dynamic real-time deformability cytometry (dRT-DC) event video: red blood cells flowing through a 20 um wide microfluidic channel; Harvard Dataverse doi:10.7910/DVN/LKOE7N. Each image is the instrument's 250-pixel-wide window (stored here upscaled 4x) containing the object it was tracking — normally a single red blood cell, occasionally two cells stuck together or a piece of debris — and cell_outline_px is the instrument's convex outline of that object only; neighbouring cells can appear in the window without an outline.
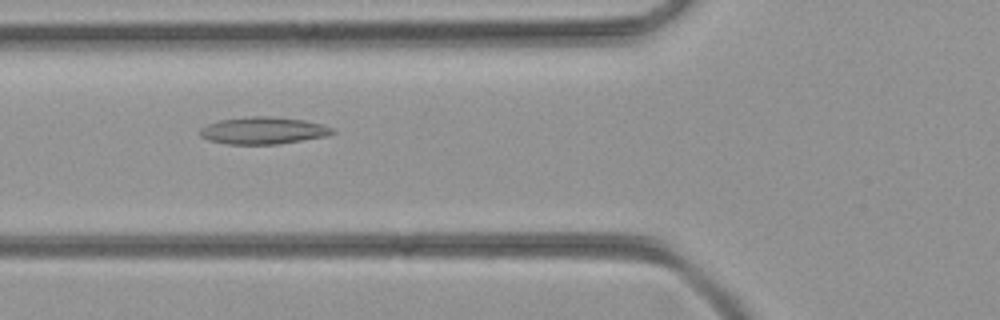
{"species": "common noctule bat (a hibernating species)", "species_latin": "Nyctalus noctula", "temperature_condition": "room temperature", "stored_images_in_passage": 30, "camera_frame_rate_fps": 3000, "um_per_image_px": 0.085, "animal": {"sex": "female", "body_mass_g": 21.9}, "frame": {"image": 1, "passage_image": 5, "time_ms": 1.333, "image_size_px": [1000, 320], "cell_outline_px": [[336, 132], [324, 136], [276, 144], [228, 144], [208, 140], [200, 136], [200, 128], [208, 124], [220, 120], [252, 116], [268, 116], [304, 120], [320, 124], [332, 128]], "centroid_in_image_um": [22.33, 11.09], "position_along_channel_um": 103.5, "area_um2": 20.58}}
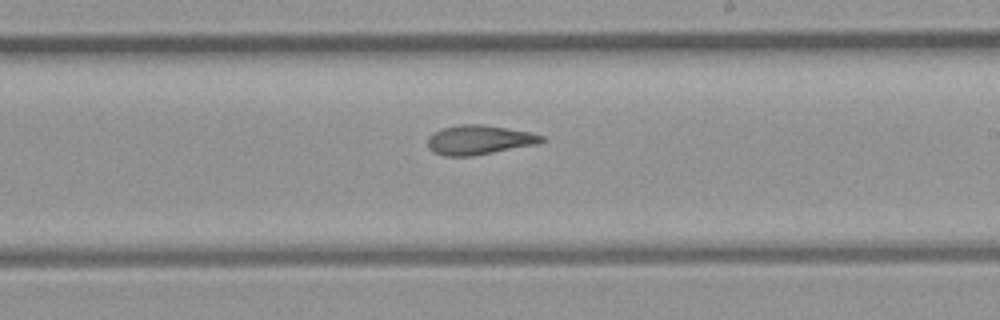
{"frame": {"image": 2, "passage_image": 15, "time_ms": 4.667, "image_size_px": [1000, 320], "cell_outline_px": [[544, 140], [536, 144], [472, 156], [444, 156], [432, 152], [428, 148], [428, 136], [432, 132], [444, 128], [460, 124], [480, 124], [528, 132], [544, 136]], "centroid_in_image_um": [40.65, 11.9], "position_along_channel_um": 248.3, "area_um2": 19.31}}
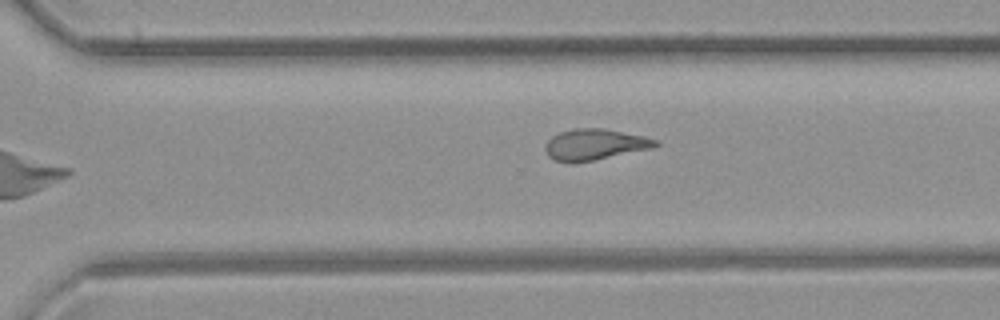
{"frame": {"image": 3, "passage_image": 20, "time_ms": 6.333, "image_size_px": [1000, 320], "cell_outline_px": [[660, 144], [652, 148], [572, 164], [552, 160], [548, 156], [544, 148], [544, 144], [552, 136], [560, 132], [572, 128], [604, 128], [644, 136], [656, 140]], "centroid_in_image_um": [50.49, 12.28], "position_along_channel_um": 320.1, "area_um2": 20.06}}